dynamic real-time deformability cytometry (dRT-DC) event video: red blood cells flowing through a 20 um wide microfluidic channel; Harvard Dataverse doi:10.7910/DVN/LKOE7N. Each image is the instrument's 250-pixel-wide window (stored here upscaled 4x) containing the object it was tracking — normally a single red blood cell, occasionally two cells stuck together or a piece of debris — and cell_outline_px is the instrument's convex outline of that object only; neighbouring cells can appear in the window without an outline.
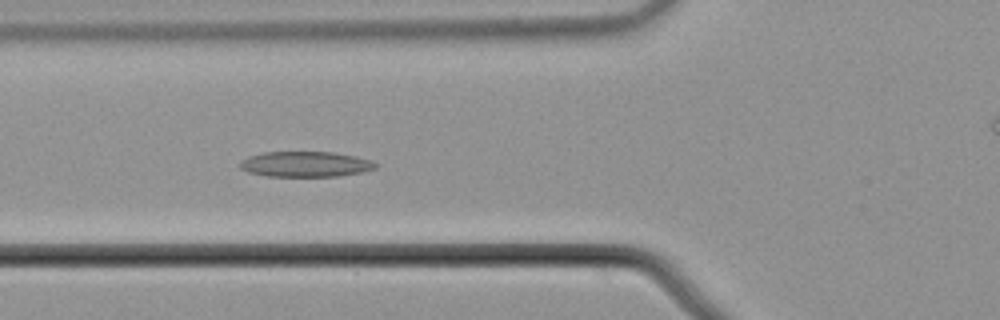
{"species": "common noctule bat (a hibernating species)", "species_latin": "Nyctalus noctula", "temperature_condition": "cold", "stored_images_in_passage": 58, "camera_frame_rate_fps": 3000, "um_per_image_px": 0.085, "animal": {"sex": "male", "body_mass_g": 21.5, "forearm_length_mm": 52.0}, "frame": {"image": 1, "passage_image": 22, "time_ms": 7.0, "image_size_px": [1000, 320], "cell_outline_px": [[380, 164], [376, 168], [364, 172], [340, 176], [268, 176], [248, 172], [240, 168], [236, 164], [248, 156], [264, 152], [332, 152], [356, 156], [372, 160]], "centroid_in_image_um": [25.99, 13.95], "position_along_channel_um": 99.8, "area_um2": 20.35}}
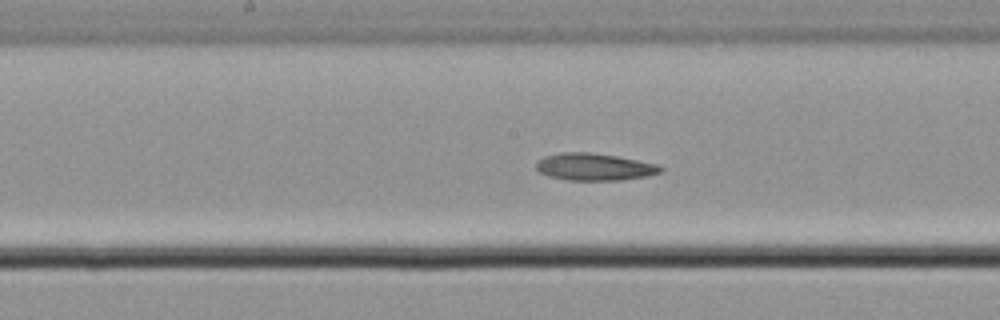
{"frame": {"image": 2, "passage_image": 30, "time_ms": 9.667, "image_size_px": [1000, 320], "cell_outline_px": [[664, 168], [660, 172], [648, 176], [620, 180], [568, 180], [548, 176], [536, 172], [536, 164], [544, 156], [560, 152], [588, 152], [616, 156], [656, 164]], "centroid_in_image_um": [50.48, 14.19], "position_along_channel_um": 197.7, "area_um2": 19.65}}
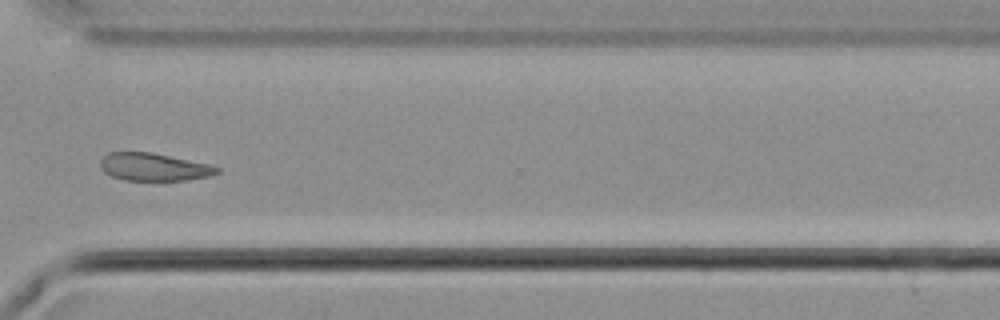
{"frame": {"image": 3, "passage_image": 43, "time_ms": 14.0, "image_size_px": [1000, 320], "cell_outline_px": [[220, 172], [212, 176], [184, 180], [124, 180], [112, 176], [104, 172], [100, 164], [100, 160], [108, 152], [148, 152], [208, 164], [220, 168]], "centroid_in_image_um": [13.07, 14.2], "position_along_channel_um": 357.5, "area_um2": 18.61}, "authors_computed_cell_mechanics": {"area_um2": 20.3456, "velocity_mm_per_s": 3.6736, "shape_relaxation_time_tau1_ms": 8.4379, "shape_relaxation_time_tau2_ms": null, "deformation_change_tau1": 0.1035, "deformation_change_tau2": null}}